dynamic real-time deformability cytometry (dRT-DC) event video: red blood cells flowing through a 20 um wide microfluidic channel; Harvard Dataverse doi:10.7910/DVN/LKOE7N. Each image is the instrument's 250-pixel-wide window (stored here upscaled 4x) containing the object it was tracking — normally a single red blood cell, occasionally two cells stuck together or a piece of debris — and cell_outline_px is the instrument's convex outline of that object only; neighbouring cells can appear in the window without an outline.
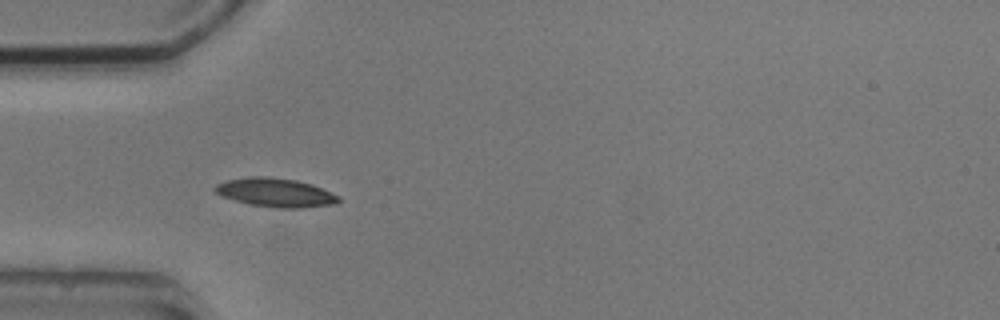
{"species": "common noctule bat (a hibernating species)", "species_latin": "Nyctalus noctula", "temperature_condition": "cold", "stored_images_in_passage": 7, "camera_frame_rate_fps": 3000, "um_per_image_px": 0.085, "animal": {"sex": "male", "body_mass_g": 20.5, "forearm_length_mm": 52.5}, "frame": {"image": 1, "passage_image": 4, "time_ms": 3.333, "image_size_px": [1000, 320], "cell_outline_px": [[340, 200], [336, 204], [300, 208], [280, 208], [252, 204], [236, 200], [224, 196], [216, 192], [212, 188], [216, 184], [228, 180], [248, 176], [268, 176], [296, 180], [312, 184], [340, 196]], "centroid_in_image_um": [23.45, 16.35], "position_along_channel_um": 61.5, "area_um2": 20.58}}
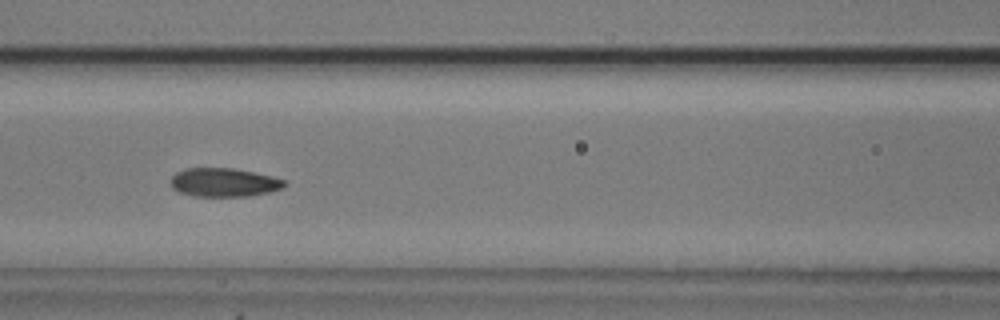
{"frame": {"image": 2, "passage_image": 6, "time_ms": 5.667, "image_size_px": [1000, 320], "cell_outline_px": [[284, 184], [280, 188], [268, 192], [248, 196], [196, 196], [180, 192], [172, 188], [172, 176], [176, 172], [188, 168], [232, 168], [272, 176], [284, 180]], "centroid_in_image_um": [19.0, 15.5], "position_along_channel_um": 147.6, "area_um2": 18.61}}